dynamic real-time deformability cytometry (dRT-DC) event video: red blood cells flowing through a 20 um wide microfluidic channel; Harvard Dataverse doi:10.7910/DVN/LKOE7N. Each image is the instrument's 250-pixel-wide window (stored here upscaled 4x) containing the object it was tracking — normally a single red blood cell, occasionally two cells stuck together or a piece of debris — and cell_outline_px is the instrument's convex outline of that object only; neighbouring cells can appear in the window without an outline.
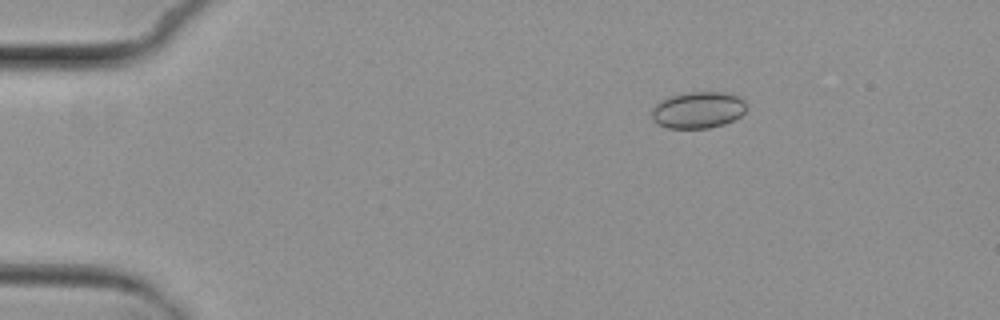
{"species": "common noctule bat (a hibernating species)", "species_latin": "Nyctalus noctula", "temperature_condition": "cold", "stored_images_in_passage": 5, "camera_frame_rate_fps": 3000, "um_per_image_px": 0.085, "animal": {"sex": "female", "body_mass_g": 29.2, "forearm_length_mm": 56.3}, "frame": {"image": 1, "passage_image": 3, "time_ms": 2.333, "image_size_px": [1000, 320], "cell_outline_px": [[748, 108], [740, 116], [724, 124], [708, 128], [668, 128], [652, 120], [652, 108], [660, 100], [672, 96], [688, 92], [724, 92], [740, 96], [748, 104]], "centroid_in_image_um": [59.37, 9.34], "position_along_channel_um": 25.6, "area_um2": 20.29}}
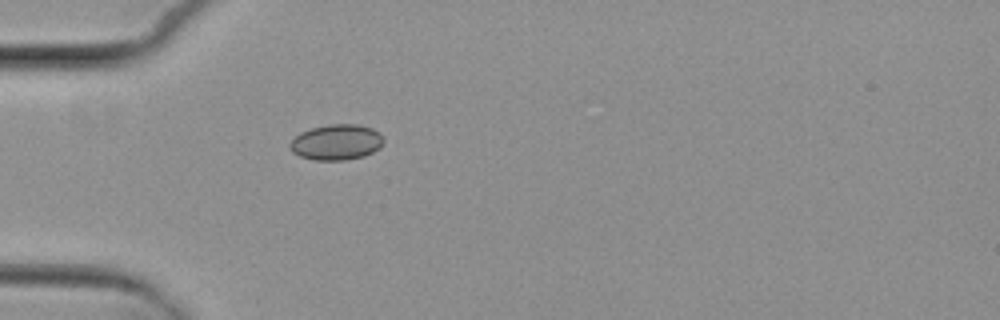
{"frame": {"image": 2, "passage_image": 5, "time_ms": 5.0, "image_size_px": [1000, 320], "cell_outline_px": [[384, 140], [380, 148], [364, 156], [344, 160], [312, 160], [300, 156], [292, 152], [288, 144], [300, 132], [312, 128], [328, 124], [360, 124], [372, 128], [380, 132]], "centroid_in_image_um": [28.6, 12.08], "position_along_channel_um": 56.4, "area_um2": 19.59}}